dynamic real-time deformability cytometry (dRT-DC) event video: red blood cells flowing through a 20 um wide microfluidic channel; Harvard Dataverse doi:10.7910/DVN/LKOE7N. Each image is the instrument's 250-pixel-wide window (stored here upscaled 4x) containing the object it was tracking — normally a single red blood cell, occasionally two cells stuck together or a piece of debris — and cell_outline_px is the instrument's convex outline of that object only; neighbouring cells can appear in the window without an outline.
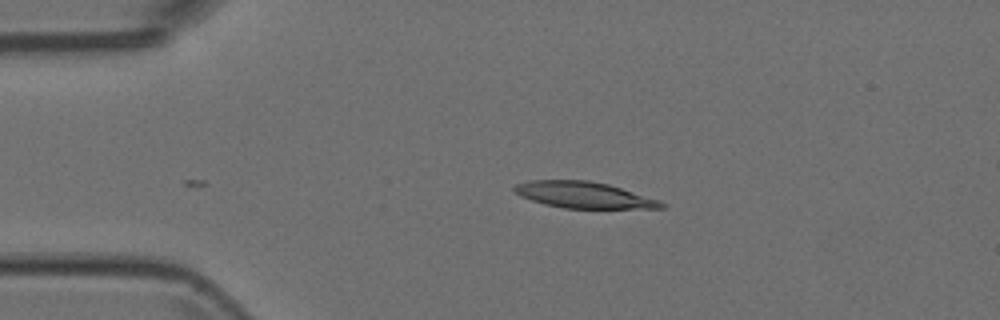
{"species": "Egyptian fruit bat (a non-hibernating species)", "species_latin": "Rousettus aegyptiacus", "temperature_condition": "room temperature", "stored_images_in_passage": 3, "camera_frame_rate_fps": 3000, "um_per_image_px": 0.085, "animal": {"sex": "female"}, "frame": {"image": 1, "passage_image": 3, "time_ms": 0.667, "image_size_px": [1000, 320], "cell_outline_px": [[664, 208], [564, 208], [544, 204], [520, 196], [512, 188], [516, 184], [528, 180], [588, 180], [608, 184], [660, 200], [664, 204]], "centroid_in_image_um": [49.59, 16.56], "position_along_channel_um": 35.4, "area_um2": 22.37}}